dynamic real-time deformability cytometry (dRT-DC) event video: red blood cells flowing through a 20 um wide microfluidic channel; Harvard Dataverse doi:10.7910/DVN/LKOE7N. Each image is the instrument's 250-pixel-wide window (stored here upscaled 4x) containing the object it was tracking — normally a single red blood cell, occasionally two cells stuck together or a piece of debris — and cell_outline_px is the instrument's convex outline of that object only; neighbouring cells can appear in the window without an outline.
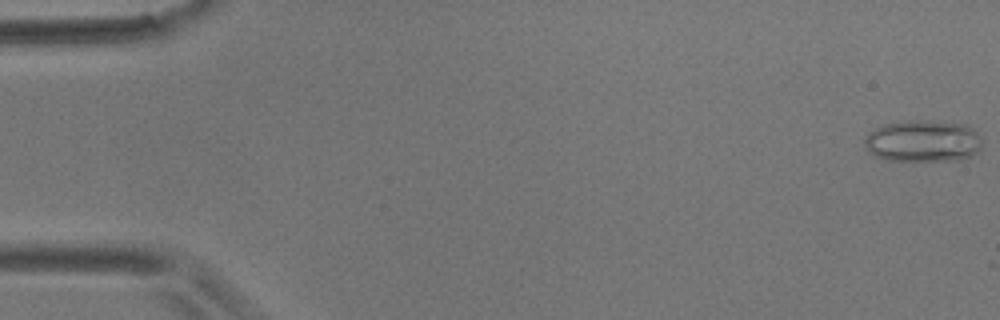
{"species": "common noctule bat (a hibernating species)", "species_latin": "Nyctalus noctula", "temperature_condition": "room temperature", "stored_images_in_passage": 5, "camera_frame_rate_fps": 3000, "um_per_image_px": 0.085, "animal": {"sex": "male", "body_mass_g": 17.9}, "frame": {"image": 1, "passage_image": 1, "time_ms": 0.0, "image_size_px": [1000, 320], "cell_outline_px": [[980, 148], [976, 152], [968, 156], [956, 160], [888, 160], [876, 156], [864, 144], [864, 140], [868, 132], [884, 124], [900, 120], [928, 120], [968, 124], [980, 136]], "centroid_in_image_um": [78.44, 11.95], "position_along_channel_um": 6.6, "area_um2": 28.61}}